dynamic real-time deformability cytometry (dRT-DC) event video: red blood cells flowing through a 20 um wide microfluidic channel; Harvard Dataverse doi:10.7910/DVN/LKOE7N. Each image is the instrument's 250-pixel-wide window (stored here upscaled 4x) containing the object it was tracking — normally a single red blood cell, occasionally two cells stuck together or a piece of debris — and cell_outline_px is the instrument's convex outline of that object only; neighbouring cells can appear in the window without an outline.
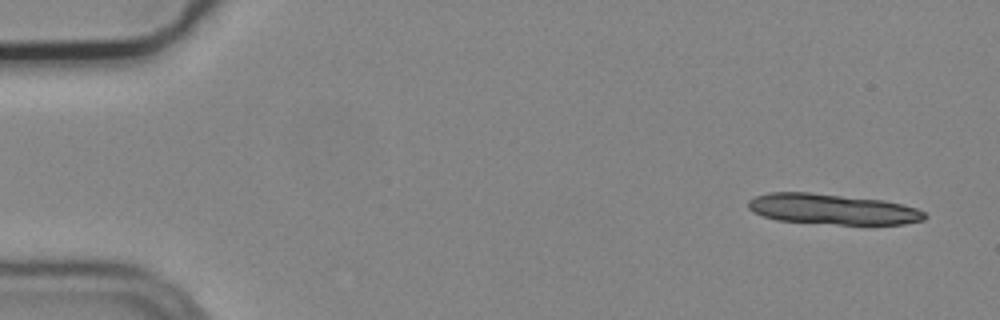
{"species": "common noctule bat (a hibernating species)", "species_latin": "Nyctalus noctula", "temperature_condition": "cold", "stored_images_in_passage": 2, "camera_frame_rate_fps": 3000, "um_per_image_px": 0.085, "animal": {"sex": "male", "body_mass_g": 19.2, "forearm_length_mm": 51.8}, "frame": {"image": 1, "passage_image": 2, "time_ms": 0.333, "image_size_px": [1000, 320], "cell_outline_px": [[928, 216], [924, 220], [904, 224], [836, 224], [776, 220], [752, 212], [748, 208], [748, 200], [756, 196], [768, 192], [808, 192], [884, 200], [904, 204], [916, 208], [924, 212]], "centroid_in_image_um": [70.76, 17.77], "position_along_channel_um": 14.2, "area_um2": 31.44}}